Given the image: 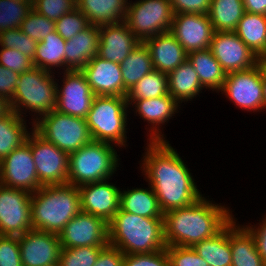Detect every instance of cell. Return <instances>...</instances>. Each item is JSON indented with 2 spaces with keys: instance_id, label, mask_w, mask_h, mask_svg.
Returning a JSON list of instances; mask_svg holds the SVG:
<instances>
[{
  "instance_id": "6da1fadb",
  "label": "cell",
  "mask_w": 266,
  "mask_h": 266,
  "mask_svg": "<svg viewBox=\"0 0 266 266\" xmlns=\"http://www.w3.org/2000/svg\"><path fill=\"white\" fill-rule=\"evenodd\" d=\"M142 161L163 213L187 207L202 197L182 158L166 140L150 141Z\"/></svg>"
},
{
  "instance_id": "7a4b0ae2",
  "label": "cell",
  "mask_w": 266,
  "mask_h": 266,
  "mask_svg": "<svg viewBox=\"0 0 266 266\" xmlns=\"http://www.w3.org/2000/svg\"><path fill=\"white\" fill-rule=\"evenodd\" d=\"M227 209L201 197L190 206L165 212L163 227L166 246L193 247L215 236L233 219Z\"/></svg>"
},
{
  "instance_id": "3957f363",
  "label": "cell",
  "mask_w": 266,
  "mask_h": 266,
  "mask_svg": "<svg viewBox=\"0 0 266 266\" xmlns=\"http://www.w3.org/2000/svg\"><path fill=\"white\" fill-rule=\"evenodd\" d=\"M81 211L78 187L66 183L45 185L32 193V229L59 234Z\"/></svg>"
},
{
  "instance_id": "277c9868",
  "label": "cell",
  "mask_w": 266,
  "mask_h": 266,
  "mask_svg": "<svg viewBox=\"0 0 266 266\" xmlns=\"http://www.w3.org/2000/svg\"><path fill=\"white\" fill-rule=\"evenodd\" d=\"M108 228L109 245L125 255L152 253L166 248L163 218H147L119 209Z\"/></svg>"
},
{
  "instance_id": "5b68a950",
  "label": "cell",
  "mask_w": 266,
  "mask_h": 266,
  "mask_svg": "<svg viewBox=\"0 0 266 266\" xmlns=\"http://www.w3.org/2000/svg\"><path fill=\"white\" fill-rule=\"evenodd\" d=\"M111 143L92 140L69 154L68 183L76 187L109 180L118 167L117 152Z\"/></svg>"
},
{
  "instance_id": "8992f818",
  "label": "cell",
  "mask_w": 266,
  "mask_h": 266,
  "mask_svg": "<svg viewBox=\"0 0 266 266\" xmlns=\"http://www.w3.org/2000/svg\"><path fill=\"white\" fill-rule=\"evenodd\" d=\"M58 88L51 72L33 67L19 75L16 90L10 101L12 110L20 116L24 108L39 113L40 117L51 113L57 108Z\"/></svg>"
},
{
  "instance_id": "52a82bcc",
  "label": "cell",
  "mask_w": 266,
  "mask_h": 266,
  "mask_svg": "<svg viewBox=\"0 0 266 266\" xmlns=\"http://www.w3.org/2000/svg\"><path fill=\"white\" fill-rule=\"evenodd\" d=\"M127 107L126 97L96 96L86 118L92 140L125 147Z\"/></svg>"
},
{
  "instance_id": "ba28073f",
  "label": "cell",
  "mask_w": 266,
  "mask_h": 266,
  "mask_svg": "<svg viewBox=\"0 0 266 266\" xmlns=\"http://www.w3.org/2000/svg\"><path fill=\"white\" fill-rule=\"evenodd\" d=\"M33 129L46 141L70 154L92 141L84 118L63 114L57 110L35 119Z\"/></svg>"
},
{
  "instance_id": "9c48e42d",
  "label": "cell",
  "mask_w": 266,
  "mask_h": 266,
  "mask_svg": "<svg viewBox=\"0 0 266 266\" xmlns=\"http://www.w3.org/2000/svg\"><path fill=\"white\" fill-rule=\"evenodd\" d=\"M173 16L169 0H139L127 4L124 22L143 42L147 38L170 31Z\"/></svg>"
},
{
  "instance_id": "30bf717a",
  "label": "cell",
  "mask_w": 266,
  "mask_h": 266,
  "mask_svg": "<svg viewBox=\"0 0 266 266\" xmlns=\"http://www.w3.org/2000/svg\"><path fill=\"white\" fill-rule=\"evenodd\" d=\"M31 132L26 142L31 147L40 185L68 183L69 154L46 141L34 129Z\"/></svg>"
},
{
  "instance_id": "8fae6325",
  "label": "cell",
  "mask_w": 266,
  "mask_h": 266,
  "mask_svg": "<svg viewBox=\"0 0 266 266\" xmlns=\"http://www.w3.org/2000/svg\"><path fill=\"white\" fill-rule=\"evenodd\" d=\"M221 92H224L235 105L244 110L265 109L261 64L258 63L247 70L226 73Z\"/></svg>"
},
{
  "instance_id": "7c38bea8",
  "label": "cell",
  "mask_w": 266,
  "mask_h": 266,
  "mask_svg": "<svg viewBox=\"0 0 266 266\" xmlns=\"http://www.w3.org/2000/svg\"><path fill=\"white\" fill-rule=\"evenodd\" d=\"M31 196L0 184V235L20 236L32 230Z\"/></svg>"
},
{
  "instance_id": "4fadbf2b",
  "label": "cell",
  "mask_w": 266,
  "mask_h": 266,
  "mask_svg": "<svg viewBox=\"0 0 266 266\" xmlns=\"http://www.w3.org/2000/svg\"><path fill=\"white\" fill-rule=\"evenodd\" d=\"M0 184L6 187L36 192L42 186L36 172L31 147L24 142L0 161Z\"/></svg>"
},
{
  "instance_id": "5bb4252c",
  "label": "cell",
  "mask_w": 266,
  "mask_h": 266,
  "mask_svg": "<svg viewBox=\"0 0 266 266\" xmlns=\"http://www.w3.org/2000/svg\"><path fill=\"white\" fill-rule=\"evenodd\" d=\"M62 248L109 245L108 223L97 216L80 211L58 234Z\"/></svg>"
},
{
  "instance_id": "9a60e30c",
  "label": "cell",
  "mask_w": 266,
  "mask_h": 266,
  "mask_svg": "<svg viewBox=\"0 0 266 266\" xmlns=\"http://www.w3.org/2000/svg\"><path fill=\"white\" fill-rule=\"evenodd\" d=\"M210 49L226 73L250 69L259 58L234 31H214Z\"/></svg>"
},
{
  "instance_id": "2e32d148",
  "label": "cell",
  "mask_w": 266,
  "mask_h": 266,
  "mask_svg": "<svg viewBox=\"0 0 266 266\" xmlns=\"http://www.w3.org/2000/svg\"><path fill=\"white\" fill-rule=\"evenodd\" d=\"M63 87L57 89V108L60 113L87 118L96 95L81 70L64 73Z\"/></svg>"
},
{
  "instance_id": "e0dca14e",
  "label": "cell",
  "mask_w": 266,
  "mask_h": 266,
  "mask_svg": "<svg viewBox=\"0 0 266 266\" xmlns=\"http://www.w3.org/2000/svg\"><path fill=\"white\" fill-rule=\"evenodd\" d=\"M22 266H55L62 249L59 235L29 230L18 236Z\"/></svg>"
},
{
  "instance_id": "ac0fdd59",
  "label": "cell",
  "mask_w": 266,
  "mask_h": 266,
  "mask_svg": "<svg viewBox=\"0 0 266 266\" xmlns=\"http://www.w3.org/2000/svg\"><path fill=\"white\" fill-rule=\"evenodd\" d=\"M170 32L187 53L208 49L214 33L208 15L174 14Z\"/></svg>"
},
{
  "instance_id": "d6986e66",
  "label": "cell",
  "mask_w": 266,
  "mask_h": 266,
  "mask_svg": "<svg viewBox=\"0 0 266 266\" xmlns=\"http://www.w3.org/2000/svg\"><path fill=\"white\" fill-rule=\"evenodd\" d=\"M82 212L92 214L109 223L120 209V189L107 180L78 187Z\"/></svg>"
},
{
  "instance_id": "ffe728a7",
  "label": "cell",
  "mask_w": 266,
  "mask_h": 266,
  "mask_svg": "<svg viewBox=\"0 0 266 266\" xmlns=\"http://www.w3.org/2000/svg\"><path fill=\"white\" fill-rule=\"evenodd\" d=\"M81 72L96 96L124 97L120 63L95 56L81 69Z\"/></svg>"
},
{
  "instance_id": "44dd1931",
  "label": "cell",
  "mask_w": 266,
  "mask_h": 266,
  "mask_svg": "<svg viewBox=\"0 0 266 266\" xmlns=\"http://www.w3.org/2000/svg\"><path fill=\"white\" fill-rule=\"evenodd\" d=\"M140 43L124 21L99 26L98 56L121 63Z\"/></svg>"
},
{
  "instance_id": "7402d4cb",
  "label": "cell",
  "mask_w": 266,
  "mask_h": 266,
  "mask_svg": "<svg viewBox=\"0 0 266 266\" xmlns=\"http://www.w3.org/2000/svg\"><path fill=\"white\" fill-rule=\"evenodd\" d=\"M151 55L154 70L170 73L188 59V53L168 31L143 41Z\"/></svg>"
},
{
  "instance_id": "603a6c76",
  "label": "cell",
  "mask_w": 266,
  "mask_h": 266,
  "mask_svg": "<svg viewBox=\"0 0 266 266\" xmlns=\"http://www.w3.org/2000/svg\"><path fill=\"white\" fill-rule=\"evenodd\" d=\"M99 27L89 25L71 39L66 40L65 71L81 70L93 57L98 56Z\"/></svg>"
},
{
  "instance_id": "cb8c5ba5",
  "label": "cell",
  "mask_w": 266,
  "mask_h": 266,
  "mask_svg": "<svg viewBox=\"0 0 266 266\" xmlns=\"http://www.w3.org/2000/svg\"><path fill=\"white\" fill-rule=\"evenodd\" d=\"M133 104L139 116L153 124L149 141H164V135L159 131L160 129L157 125H163V123L171 119L173 114L177 112L176 110L180 106L179 103L168 93L156 98L138 99Z\"/></svg>"
},
{
  "instance_id": "d4e9b609",
  "label": "cell",
  "mask_w": 266,
  "mask_h": 266,
  "mask_svg": "<svg viewBox=\"0 0 266 266\" xmlns=\"http://www.w3.org/2000/svg\"><path fill=\"white\" fill-rule=\"evenodd\" d=\"M128 0H77V8L89 24L103 26L124 21Z\"/></svg>"
},
{
  "instance_id": "484cf974",
  "label": "cell",
  "mask_w": 266,
  "mask_h": 266,
  "mask_svg": "<svg viewBox=\"0 0 266 266\" xmlns=\"http://www.w3.org/2000/svg\"><path fill=\"white\" fill-rule=\"evenodd\" d=\"M236 226L235 220L232 219L215 236L196 243L192 248L209 266H231L230 232Z\"/></svg>"
},
{
  "instance_id": "4316f807",
  "label": "cell",
  "mask_w": 266,
  "mask_h": 266,
  "mask_svg": "<svg viewBox=\"0 0 266 266\" xmlns=\"http://www.w3.org/2000/svg\"><path fill=\"white\" fill-rule=\"evenodd\" d=\"M168 93L178 102L188 101L203 89L198 74L188 59L167 74Z\"/></svg>"
},
{
  "instance_id": "83f0119b",
  "label": "cell",
  "mask_w": 266,
  "mask_h": 266,
  "mask_svg": "<svg viewBox=\"0 0 266 266\" xmlns=\"http://www.w3.org/2000/svg\"><path fill=\"white\" fill-rule=\"evenodd\" d=\"M188 61L197 72L200 83L204 88L220 91L226 78V72L215 59L210 48L188 53Z\"/></svg>"
},
{
  "instance_id": "f1b7e54d",
  "label": "cell",
  "mask_w": 266,
  "mask_h": 266,
  "mask_svg": "<svg viewBox=\"0 0 266 266\" xmlns=\"http://www.w3.org/2000/svg\"><path fill=\"white\" fill-rule=\"evenodd\" d=\"M120 209L147 218H163L157 196L150 189L136 188L120 191Z\"/></svg>"
},
{
  "instance_id": "f546056e",
  "label": "cell",
  "mask_w": 266,
  "mask_h": 266,
  "mask_svg": "<svg viewBox=\"0 0 266 266\" xmlns=\"http://www.w3.org/2000/svg\"><path fill=\"white\" fill-rule=\"evenodd\" d=\"M234 32L258 58L266 54V15L245 12Z\"/></svg>"
},
{
  "instance_id": "4dcf8cb0",
  "label": "cell",
  "mask_w": 266,
  "mask_h": 266,
  "mask_svg": "<svg viewBox=\"0 0 266 266\" xmlns=\"http://www.w3.org/2000/svg\"><path fill=\"white\" fill-rule=\"evenodd\" d=\"M124 97L146 74L154 70L148 48L140 43L121 63Z\"/></svg>"
},
{
  "instance_id": "1f68e13d",
  "label": "cell",
  "mask_w": 266,
  "mask_h": 266,
  "mask_svg": "<svg viewBox=\"0 0 266 266\" xmlns=\"http://www.w3.org/2000/svg\"><path fill=\"white\" fill-rule=\"evenodd\" d=\"M230 248L231 266H266L258 254L252 235L240 225L230 232Z\"/></svg>"
},
{
  "instance_id": "d6a6232c",
  "label": "cell",
  "mask_w": 266,
  "mask_h": 266,
  "mask_svg": "<svg viewBox=\"0 0 266 266\" xmlns=\"http://www.w3.org/2000/svg\"><path fill=\"white\" fill-rule=\"evenodd\" d=\"M245 13L243 0H212L208 12L214 31H235Z\"/></svg>"
},
{
  "instance_id": "836d02e7",
  "label": "cell",
  "mask_w": 266,
  "mask_h": 266,
  "mask_svg": "<svg viewBox=\"0 0 266 266\" xmlns=\"http://www.w3.org/2000/svg\"><path fill=\"white\" fill-rule=\"evenodd\" d=\"M65 46L66 41L55 30L49 33L37 44L33 66L49 72L52 67H65Z\"/></svg>"
},
{
  "instance_id": "e575fe53",
  "label": "cell",
  "mask_w": 266,
  "mask_h": 266,
  "mask_svg": "<svg viewBox=\"0 0 266 266\" xmlns=\"http://www.w3.org/2000/svg\"><path fill=\"white\" fill-rule=\"evenodd\" d=\"M25 122L23 117L13 110L0 118V161L26 142L29 133Z\"/></svg>"
},
{
  "instance_id": "d590c367",
  "label": "cell",
  "mask_w": 266,
  "mask_h": 266,
  "mask_svg": "<svg viewBox=\"0 0 266 266\" xmlns=\"http://www.w3.org/2000/svg\"><path fill=\"white\" fill-rule=\"evenodd\" d=\"M168 94V77L157 70L146 74L127 93L128 105L138 99H150Z\"/></svg>"
},
{
  "instance_id": "8d00e7d4",
  "label": "cell",
  "mask_w": 266,
  "mask_h": 266,
  "mask_svg": "<svg viewBox=\"0 0 266 266\" xmlns=\"http://www.w3.org/2000/svg\"><path fill=\"white\" fill-rule=\"evenodd\" d=\"M32 9L28 1L0 0V33L20 27Z\"/></svg>"
},
{
  "instance_id": "74e56055",
  "label": "cell",
  "mask_w": 266,
  "mask_h": 266,
  "mask_svg": "<svg viewBox=\"0 0 266 266\" xmlns=\"http://www.w3.org/2000/svg\"><path fill=\"white\" fill-rule=\"evenodd\" d=\"M104 247L84 246L62 248L58 260L59 266H94L100 251Z\"/></svg>"
},
{
  "instance_id": "f35d334b",
  "label": "cell",
  "mask_w": 266,
  "mask_h": 266,
  "mask_svg": "<svg viewBox=\"0 0 266 266\" xmlns=\"http://www.w3.org/2000/svg\"><path fill=\"white\" fill-rule=\"evenodd\" d=\"M37 44L38 42L23 33L20 27L0 33L1 47L15 49L29 57L32 61L34 59Z\"/></svg>"
},
{
  "instance_id": "ab89813d",
  "label": "cell",
  "mask_w": 266,
  "mask_h": 266,
  "mask_svg": "<svg viewBox=\"0 0 266 266\" xmlns=\"http://www.w3.org/2000/svg\"><path fill=\"white\" fill-rule=\"evenodd\" d=\"M20 29L33 40L41 42L49 33L55 30V22L32 9L22 22Z\"/></svg>"
},
{
  "instance_id": "60d3db41",
  "label": "cell",
  "mask_w": 266,
  "mask_h": 266,
  "mask_svg": "<svg viewBox=\"0 0 266 266\" xmlns=\"http://www.w3.org/2000/svg\"><path fill=\"white\" fill-rule=\"evenodd\" d=\"M87 17L75 8L55 22V31L66 41L89 26Z\"/></svg>"
},
{
  "instance_id": "b9f144b4",
  "label": "cell",
  "mask_w": 266,
  "mask_h": 266,
  "mask_svg": "<svg viewBox=\"0 0 266 266\" xmlns=\"http://www.w3.org/2000/svg\"><path fill=\"white\" fill-rule=\"evenodd\" d=\"M75 8H77V0H35L33 2V10L54 22Z\"/></svg>"
},
{
  "instance_id": "7bdbcfd3",
  "label": "cell",
  "mask_w": 266,
  "mask_h": 266,
  "mask_svg": "<svg viewBox=\"0 0 266 266\" xmlns=\"http://www.w3.org/2000/svg\"><path fill=\"white\" fill-rule=\"evenodd\" d=\"M170 266H209L192 247L166 246Z\"/></svg>"
},
{
  "instance_id": "ee69618b",
  "label": "cell",
  "mask_w": 266,
  "mask_h": 266,
  "mask_svg": "<svg viewBox=\"0 0 266 266\" xmlns=\"http://www.w3.org/2000/svg\"><path fill=\"white\" fill-rule=\"evenodd\" d=\"M122 266H170L166 248L152 253L126 254Z\"/></svg>"
},
{
  "instance_id": "f6af8a7d",
  "label": "cell",
  "mask_w": 266,
  "mask_h": 266,
  "mask_svg": "<svg viewBox=\"0 0 266 266\" xmlns=\"http://www.w3.org/2000/svg\"><path fill=\"white\" fill-rule=\"evenodd\" d=\"M0 266H22L18 236L0 235Z\"/></svg>"
},
{
  "instance_id": "bcb514c9",
  "label": "cell",
  "mask_w": 266,
  "mask_h": 266,
  "mask_svg": "<svg viewBox=\"0 0 266 266\" xmlns=\"http://www.w3.org/2000/svg\"><path fill=\"white\" fill-rule=\"evenodd\" d=\"M1 48L0 65H3L5 68L22 74L34 67L32 60L21 52L15 49Z\"/></svg>"
},
{
  "instance_id": "7dc6e473",
  "label": "cell",
  "mask_w": 266,
  "mask_h": 266,
  "mask_svg": "<svg viewBox=\"0 0 266 266\" xmlns=\"http://www.w3.org/2000/svg\"><path fill=\"white\" fill-rule=\"evenodd\" d=\"M174 14L207 15L212 0H169Z\"/></svg>"
},
{
  "instance_id": "c3c4849f",
  "label": "cell",
  "mask_w": 266,
  "mask_h": 266,
  "mask_svg": "<svg viewBox=\"0 0 266 266\" xmlns=\"http://www.w3.org/2000/svg\"><path fill=\"white\" fill-rule=\"evenodd\" d=\"M19 73L0 65V96L11 101L19 79Z\"/></svg>"
},
{
  "instance_id": "681fc988",
  "label": "cell",
  "mask_w": 266,
  "mask_h": 266,
  "mask_svg": "<svg viewBox=\"0 0 266 266\" xmlns=\"http://www.w3.org/2000/svg\"><path fill=\"white\" fill-rule=\"evenodd\" d=\"M124 256L118 248L107 245L100 251L94 266H122Z\"/></svg>"
},
{
  "instance_id": "f907efd6",
  "label": "cell",
  "mask_w": 266,
  "mask_h": 266,
  "mask_svg": "<svg viewBox=\"0 0 266 266\" xmlns=\"http://www.w3.org/2000/svg\"><path fill=\"white\" fill-rule=\"evenodd\" d=\"M253 237L258 254L266 263V217L258 227L243 226Z\"/></svg>"
},
{
  "instance_id": "816d5d0a",
  "label": "cell",
  "mask_w": 266,
  "mask_h": 266,
  "mask_svg": "<svg viewBox=\"0 0 266 266\" xmlns=\"http://www.w3.org/2000/svg\"><path fill=\"white\" fill-rule=\"evenodd\" d=\"M245 12L266 15V0H243Z\"/></svg>"
},
{
  "instance_id": "f5cc1de1",
  "label": "cell",
  "mask_w": 266,
  "mask_h": 266,
  "mask_svg": "<svg viewBox=\"0 0 266 266\" xmlns=\"http://www.w3.org/2000/svg\"><path fill=\"white\" fill-rule=\"evenodd\" d=\"M12 111L10 100L0 96V118L7 116Z\"/></svg>"
},
{
  "instance_id": "db71d44e",
  "label": "cell",
  "mask_w": 266,
  "mask_h": 266,
  "mask_svg": "<svg viewBox=\"0 0 266 266\" xmlns=\"http://www.w3.org/2000/svg\"><path fill=\"white\" fill-rule=\"evenodd\" d=\"M263 97L266 108V73L264 72V70H263Z\"/></svg>"
},
{
  "instance_id": "11a10c76",
  "label": "cell",
  "mask_w": 266,
  "mask_h": 266,
  "mask_svg": "<svg viewBox=\"0 0 266 266\" xmlns=\"http://www.w3.org/2000/svg\"><path fill=\"white\" fill-rule=\"evenodd\" d=\"M259 63L261 64L264 72L266 73V54L265 55H262L260 58H259Z\"/></svg>"
},
{
  "instance_id": "9f6ffc18",
  "label": "cell",
  "mask_w": 266,
  "mask_h": 266,
  "mask_svg": "<svg viewBox=\"0 0 266 266\" xmlns=\"http://www.w3.org/2000/svg\"><path fill=\"white\" fill-rule=\"evenodd\" d=\"M12 1H28L30 3H33L35 0H12Z\"/></svg>"
}]
</instances>
